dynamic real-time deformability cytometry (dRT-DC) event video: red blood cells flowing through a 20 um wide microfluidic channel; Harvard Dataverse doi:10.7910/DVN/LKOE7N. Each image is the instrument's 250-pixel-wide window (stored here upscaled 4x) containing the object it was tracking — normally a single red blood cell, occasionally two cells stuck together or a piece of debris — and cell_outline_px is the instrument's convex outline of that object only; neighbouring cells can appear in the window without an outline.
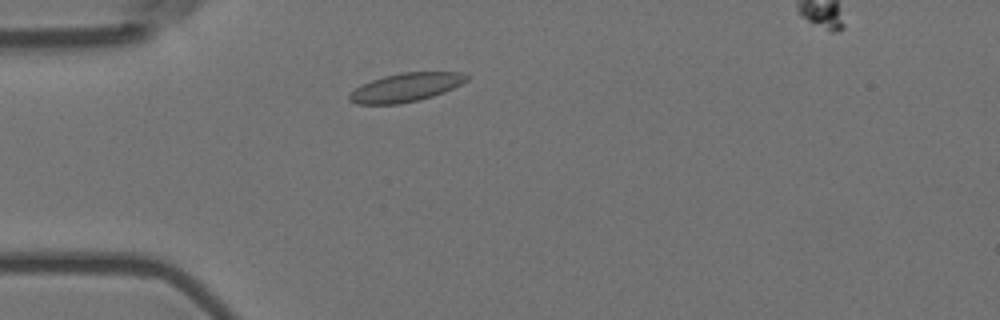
{"species": "Egyptian fruit bat (a non-hibernating species)", "species_latin": "Rousettus aegyptiacus", "temperature_condition": "room temperature", "stored_images_in_passage": 3, "camera_frame_rate_fps": 3000, "um_per_image_px": 0.085, "animal": {"sex": "female"}, "frame": {"image": 1, "passage_image": 2, "time_ms": 0.333, "image_size_px": [1000, 320], "cell_outline_px": [[468, 80], [444, 92], [420, 100], [400, 104], [356, 104], [348, 100], [348, 96], [356, 88], [372, 80], [384, 76], [400, 72], [464, 72], [468, 76]], "centroid_in_image_um": [34.5, 7.43], "position_along_channel_um": 50.5, "area_um2": 19.48}}